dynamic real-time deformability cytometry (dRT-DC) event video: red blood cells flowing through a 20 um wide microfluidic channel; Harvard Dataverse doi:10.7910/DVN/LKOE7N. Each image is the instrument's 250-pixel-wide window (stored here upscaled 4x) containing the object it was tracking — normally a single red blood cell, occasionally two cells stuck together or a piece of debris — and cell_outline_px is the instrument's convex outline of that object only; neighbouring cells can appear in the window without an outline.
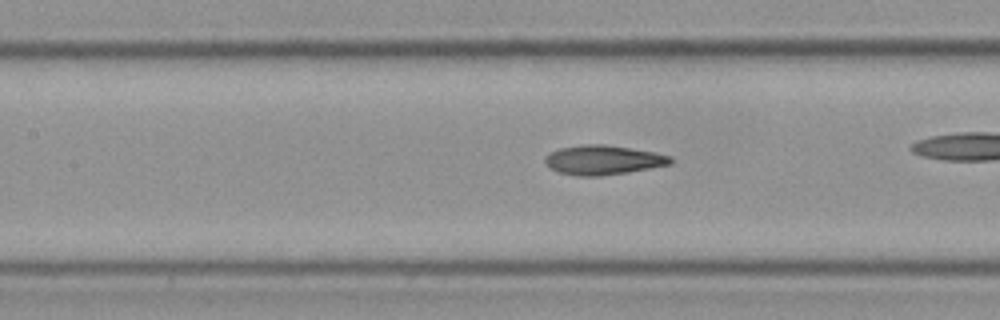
{"species": "Egyptian fruit bat (a non-hibernating species)", "species_latin": "Rousettus aegyptiacus", "temperature_condition": "cold", "stored_images_in_passage": 47, "camera_frame_rate_fps": 3000, "um_per_image_px": 0.085, "frame": {"image": 1, "passage_image": 27, "time_ms": 8.667, "image_size_px": [1000, 320], "cell_outline_px": [[672, 164], [628, 172], [600, 176], [576, 176], [556, 172], [544, 160], [544, 156], [560, 148], [584, 144], [604, 144], [656, 152], [672, 156]], "centroid_in_image_um": [51.28, 13.6], "position_along_channel_um": 156.1, "area_um2": 21.56}}
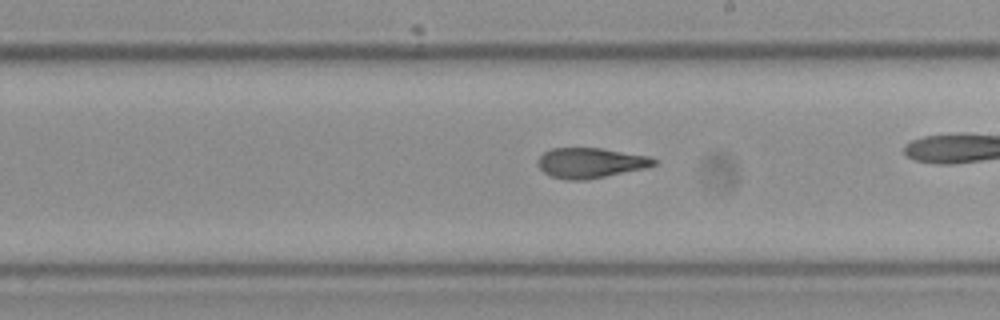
{"frame": {"image": 2, "passage_image": 34, "time_ms": 11.0, "image_size_px": [1000, 320], "cell_outline_px": [[656, 164], [648, 168], [588, 180], [564, 180], [552, 176], [544, 172], [536, 164], [536, 160], [544, 152], [552, 148], [600, 148], [648, 156], [656, 160]], "centroid_in_image_um": [50.18, 13.86], "position_along_channel_um": 238.8, "area_um2": 20.58}}